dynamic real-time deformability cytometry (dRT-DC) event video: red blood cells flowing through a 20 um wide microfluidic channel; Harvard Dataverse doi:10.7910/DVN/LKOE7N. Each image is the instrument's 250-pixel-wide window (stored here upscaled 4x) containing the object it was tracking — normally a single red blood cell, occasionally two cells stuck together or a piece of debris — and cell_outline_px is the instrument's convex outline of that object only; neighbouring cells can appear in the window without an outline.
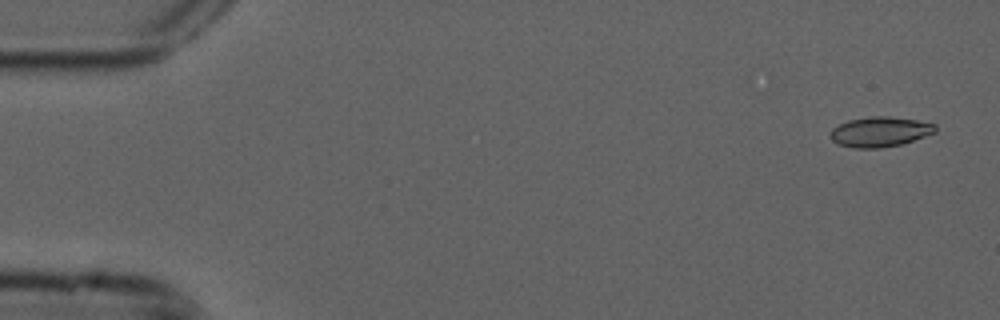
{"species": "common noctule bat (a hibernating species)", "species_latin": "Nyctalus noctula", "temperature_condition": "cold", "stored_images_in_passage": 6, "camera_frame_rate_fps": 3000, "um_per_image_px": 0.085, "animal": {"sex": "male", "forearm_length_mm": 52.5}, "frame": {"image": 1, "passage_image": 1, "time_ms": 0.0, "image_size_px": [1000, 320], "cell_outline_px": [[936, 132], [900, 144], [880, 148], [856, 148], [840, 144], [832, 140], [828, 136], [828, 132], [832, 128], [848, 120], [872, 116], [888, 116], [916, 120], [936, 124]], "centroid_in_image_um": [74.76, 11.19], "position_along_channel_um": 10.2, "area_um2": 18.26}}
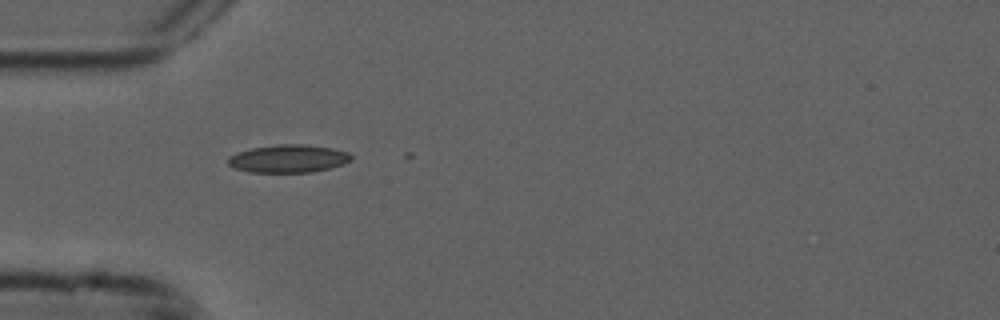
{"frame": {"image": 2, "passage_image": 4, "time_ms": 1.0, "image_size_px": [1000, 320], "cell_outline_px": [[352, 160], [344, 164], [312, 172], [248, 172], [236, 168], [228, 164], [228, 156], [236, 152], [252, 148], [276, 144], [304, 144], [332, 148], [348, 152], [352, 156]], "centroid_in_image_um": [24.51, 13.48], "position_along_channel_um": 60.5, "area_um2": 20.06}}
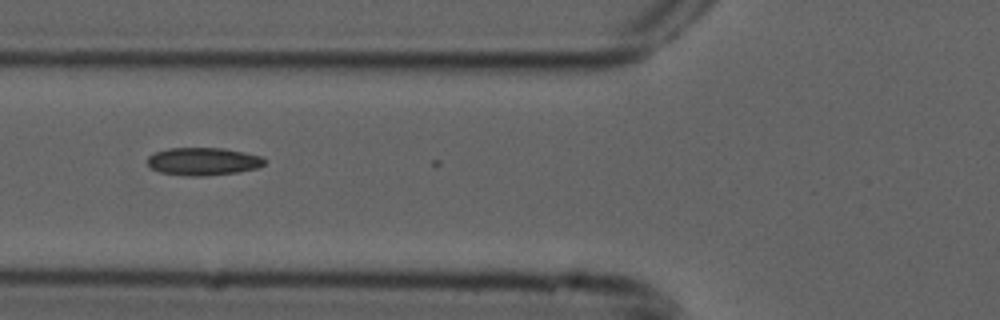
{"frame": {"image": 3, "passage_image": 5, "time_ms": 1.333, "image_size_px": [1000, 320], "cell_outline_px": [[268, 160], [264, 164], [256, 168], [240, 172], [204, 176], [184, 176], [160, 172], [152, 168], [148, 164], [148, 156], [156, 152], [168, 148], [224, 148], [264, 156]], "centroid_in_image_um": [17.32, 13.72], "position_along_channel_um": 108.5, "area_um2": 19.13}}